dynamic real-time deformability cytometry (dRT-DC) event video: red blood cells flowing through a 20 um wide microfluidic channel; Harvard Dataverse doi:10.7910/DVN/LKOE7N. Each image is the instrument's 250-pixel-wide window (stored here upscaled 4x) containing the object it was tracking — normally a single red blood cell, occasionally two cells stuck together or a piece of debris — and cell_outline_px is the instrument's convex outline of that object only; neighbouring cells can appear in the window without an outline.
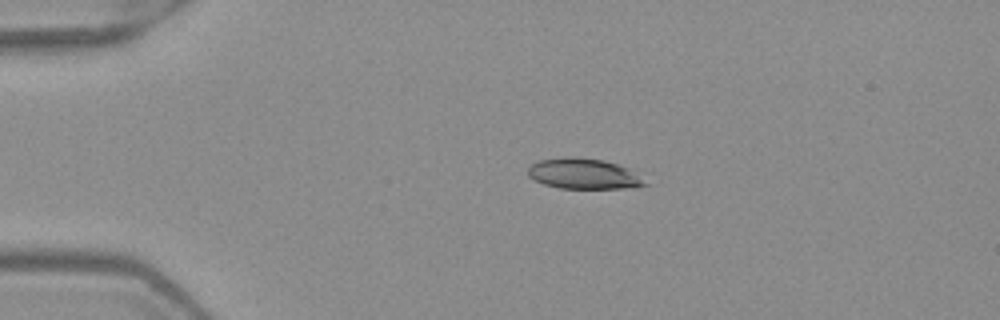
{"species": "Egyptian fruit bat (a non-hibernating species)", "species_latin": "Rousettus aegyptiacus", "temperature_condition": "warm", "stored_images_in_passage": 2, "camera_frame_rate_fps": 3000, "um_per_image_px": 0.085, "frame": {"image": 1, "passage_image": 1, "time_ms": 0.0, "image_size_px": [1000, 320], "cell_outline_px": [[652, 184], [624, 188], [560, 188], [544, 184], [528, 176], [528, 168], [532, 164], [540, 160], [568, 156], [572, 156], [604, 160], [628, 168]], "centroid_in_image_um": [49.63, 14.76], "position_along_channel_um": 35.4, "area_um2": 20.75}}